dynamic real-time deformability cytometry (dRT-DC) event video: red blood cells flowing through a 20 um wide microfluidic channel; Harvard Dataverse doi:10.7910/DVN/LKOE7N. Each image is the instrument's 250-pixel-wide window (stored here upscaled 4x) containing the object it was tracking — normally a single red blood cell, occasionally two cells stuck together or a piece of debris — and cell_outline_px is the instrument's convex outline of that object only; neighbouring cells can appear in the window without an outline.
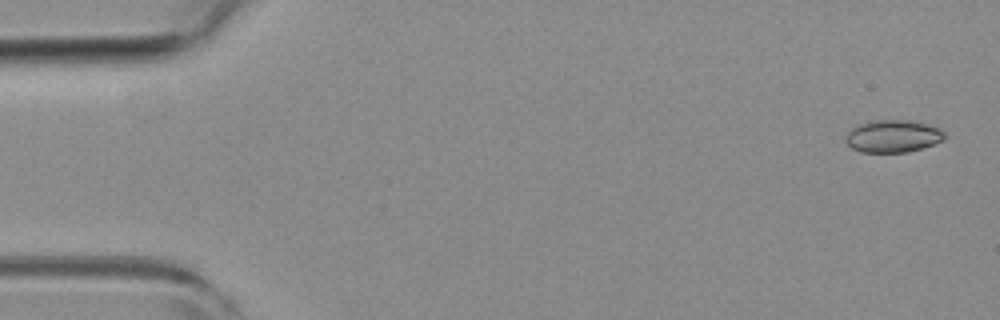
{"species": "common noctule bat (a hibernating species)", "species_latin": "Nyctalus noctula", "temperature_condition": "room temperature", "stored_images_in_passage": 7, "camera_frame_rate_fps": 3000, "um_per_image_px": 0.085, "animal": {"sex": "female", "body_mass_g": 19.3, "forearm_length_mm": 54.1}, "frame": {"image": 1, "passage_image": 1, "time_ms": 0.0, "image_size_px": [1000, 320], "cell_outline_px": [[948, 136], [944, 140], [908, 152], [860, 152], [852, 148], [844, 140], [844, 136], [856, 124], [868, 120], [908, 120], [940, 128]], "centroid_in_image_um": [75.86, 11.57], "position_along_channel_um": 9.1, "area_um2": 18.84}}
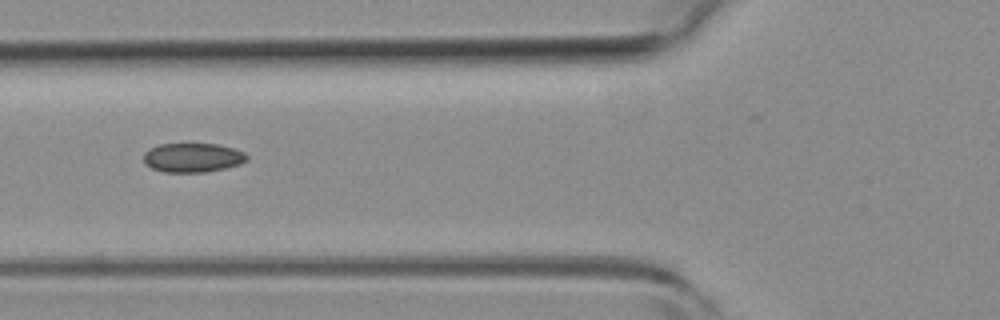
{"frame": {"image": 2, "passage_image": 5, "time_ms": 1.333, "image_size_px": [1000, 320], "cell_outline_px": [[248, 160], [240, 164], [224, 168], [204, 172], [164, 172], [152, 168], [144, 164], [144, 152], [148, 148], [160, 144], [220, 144], [236, 148], [244, 152], [248, 156]], "centroid_in_image_um": [16.38, 13.39], "position_along_channel_um": 109.4, "area_um2": 17.74}}
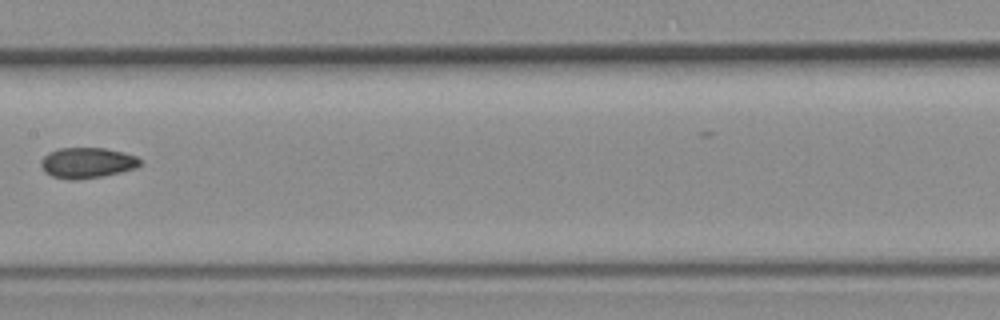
{"frame": {"image": 3, "passage_image": 7, "time_ms": 2.0, "image_size_px": [1000, 320], "cell_outline_px": [[144, 160], [136, 168], [104, 176], [76, 180], [68, 180], [52, 176], [44, 172], [40, 164], [40, 160], [48, 152], [60, 148], [104, 148], [124, 152], [136, 156]], "centroid_in_image_um": [7.4, 13.84], "position_along_channel_um": 200.0, "area_um2": 17.92}}